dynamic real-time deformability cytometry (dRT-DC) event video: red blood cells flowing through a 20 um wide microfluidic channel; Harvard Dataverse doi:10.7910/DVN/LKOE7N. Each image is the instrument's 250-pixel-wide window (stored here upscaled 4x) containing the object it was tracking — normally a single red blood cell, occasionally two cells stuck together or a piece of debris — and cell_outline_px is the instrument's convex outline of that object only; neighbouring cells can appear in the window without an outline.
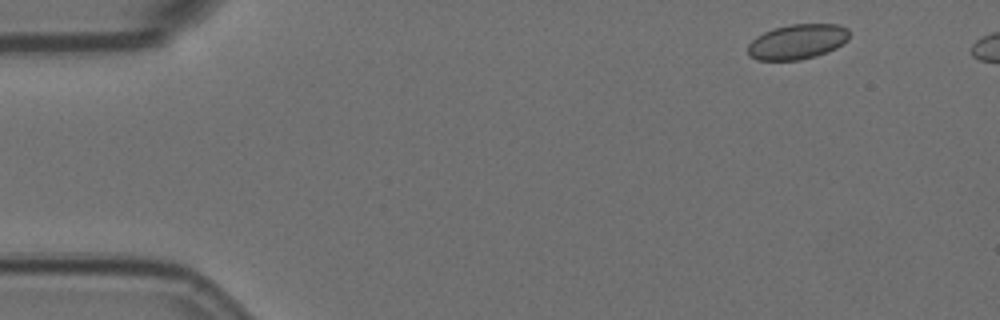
{"species": "Egyptian fruit bat (a non-hibernating species)", "species_latin": "Rousettus aegyptiacus", "temperature_condition": "room temperature", "stored_images_in_passage": 4, "camera_frame_rate_fps": 3000, "um_per_image_px": 0.085, "animal": {"sex": "female"}, "frame": {"image": 1, "passage_image": 1, "time_ms": 0.0, "image_size_px": [1000, 320], "cell_outline_px": [[848, 40], [836, 48], [816, 56], [800, 60], [756, 60], [748, 56], [748, 44], [756, 36], [764, 32], [776, 28], [792, 24], [836, 24], [848, 28]], "centroid_in_image_um": [67.76, 3.55], "position_along_channel_um": 17.2, "area_um2": 20.69}}